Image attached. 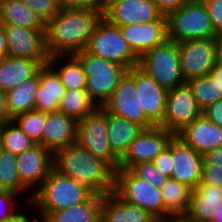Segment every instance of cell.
I'll return each instance as SVG.
<instances>
[{
	"label": "cell",
	"instance_id": "d6a6232c",
	"mask_svg": "<svg viewBox=\"0 0 222 222\" xmlns=\"http://www.w3.org/2000/svg\"><path fill=\"white\" fill-rule=\"evenodd\" d=\"M97 108L86 89H71L66 90L58 111L79 121Z\"/></svg>",
	"mask_w": 222,
	"mask_h": 222
},
{
	"label": "cell",
	"instance_id": "4dcf8cb0",
	"mask_svg": "<svg viewBox=\"0 0 222 222\" xmlns=\"http://www.w3.org/2000/svg\"><path fill=\"white\" fill-rule=\"evenodd\" d=\"M48 64L57 72L66 90L86 89L87 75L74 55L51 56Z\"/></svg>",
	"mask_w": 222,
	"mask_h": 222
},
{
	"label": "cell",
	"instance_id": "b9f144b4",
	"mask_svg": "<svg viewBox=\"0 0 222 222\" xmlns=\"http://www.w3.org/2000/svg\"><path fill=\"white\" fill-rule=\"evenodd\" d=\"M69 8L92 9L102 16L107 7V0H63Z\"/></svg>",
	"mask_w": 222,
	"mask_h": 222
},
{
	"label": "cell",
	"instance_id": "f907efd6",
	"mask_svg": "<svg viewBox=\"0 0 222 222\" xmlns=\"http://www.w3.org/2000/svg\"><path fill=\"white\" fill-rule=\"evenodd\" d=\"M215 59L222 66V33L215 37Z\"/></svg>",
	"mask_w": 222,
	"mask_h": 222
},
{
	"label": "cell",
	"instance_id": "ac0fdd59",
	"mask_svg": "<svg viewBox=\"0 0 222 222\" xmlns=\"http://www.w3.org/2000/svg\"><path fill=\"white\" fill-rule=\"evenodd\" d=\"M161 16L162 14L152 0H126L107 2L102 17L113 26L123 27L157 20Z\"/></svg>",
	"mask_w": 222,
	"mask_h": 222
},
{
	"label": "cell",
	"instance_id": "484cf974",
	"mask_svg": "<svg viewBox=\"0 0 222 222\" xmlns=\"http://www.w3.org/2000/svg\"><path fill=\"white\" fill-rule=\"evenodd\" d=\"M42 65L35 60L6 56L0 62V90L7 92L34 77Z\"/></svg>",
	"mask_w": 222,
	"mask_h": 222
},
{
	"label": "cell",
	"instance_id": "2e32d148",
	"mask_svg": "<svg viewBox=\"0 0 222 222\" xmlns=\"http://www.w3.org/2000/svg\"><path fill=\"white\" fill-rule=\"evenodd\" d=\"M135 83L140 108L154 125L161 126L165 117L168 90L158 84L148 73L135 66Z\"/></svg>",
	"mask_w": 222,
	"mask_h": 222
},
{
	"label": "cell",
	"instance_id": "d6986e66",
	"mask_svg": "<svg viewBox=\"0 0 222 222\" xmlns=\"http://www.w3.org/2000/svg\"><path fill=\"white\" fill-rule=\"evenodd\" d=\"M131 49L140 57L168 40L167 17L157 20L119 27Z\"/></svg>",
	"mask_w": 222,
	"mask_h": 222
},
{
	"label": "cell",
	"instance_id": "f35d334b",
	"mask_svg": "<svg viewBox=\"0 0 222 222\" xmlns=\"http://www.w3.org/2000/svg\"><path fill=\"white\" fill-rule=\"evenodd\" d=\"M130 170L139 178L150 182L156 188H161L168 180L158 171L152 162H140L133 165Z\"/></svg>",
	"mask_w": 222,
	"mask_h": 222
},
{
	"label": "cell",
	"instance_id": "f6af8a7d",
	"mask_svg": "<svg viewBox=\"0 0 222 222\" xmlns=\"http://www.w3.org/2000/svg\"><path fill=\"white\" fill-rule=\"evenodd\" d=\"M203 115L211 122L222 127V99L217 100L209 105L204 111Z\"/></svg>",
	"mask_w": 222,
	"mask_h": 222
},
{
	"label": "cell",
	"instance_id": "9c48e42d",
	"mask_svg": "<svg viewBox=\"0 0 222 222\" xmlns=\"http://www.w3.org/2000/svg\"><path fill=\"white\" fill-rule=\"evenodd\" d=\"M76 143L107 161L115 170L119 169L120 158L109 143L108 113L102 107L77 121Z\"/></svg>",
	"mask_w": 222,
	"mask_h": 222
},
{
	"label": "cell",
	"instance_id": "5b68a950",
	"mask_svg": "<svg viewBox=\"0 0 222 222\" xmlns=\"http://www.w3.org/2000/svg\"><path fill=\"white\" fill-rule=\"evenodd\" d=\"M74 56L80 61L87 75L88 94L98 107H102L128 70L114 61L89 54L85 50Z\"/></svg>",
	"mask_w": 222,
	"mask_h": 222
},
{
	"label": "cell",
	"instance_id": "bcb514c9",
	"mask_svg": "<svg viewBox=\"0 0 222 222\" xmlns=\"http://www.w3.org/2000/svg\"><path fill=\"white\" fill-rule=\"evenodd\" d=\"M13 118L10 116L7 107L6 92L0 90V127L6 123L12 122Z\"/></svg>",
	"mask_w": 222,
	"mask_h": 222
},
{
	"label": "cell",
	"instance_id": "9f6ffc18",
	"mask_svg": "<svg viewBox=\"0 0 222 222\" xmlns=\"http://www.w3.org/2000/svg\"><path fill=\"white\" fill-rule=\"evenodd\" d=\"M156 222H172V217H170L168 220H157Z\"/></svg>",
	"mask_w": 222,
	"mask_h": 222
},
{
	"label": "cell",
	"instance_id": "83f0119b",
	"mask_svg": "<svg viewBox=\"0 0 222 222\" xmlns=\"http://www.w3.org/2000/svg\"><path fill=\"white\" fill-rule=\"evenodd\" d=\"M143 130L141 126L125 118L108 113L109 143L113 152L120 159Z\"/></svg>",
	"mask_w": 222,
	"mask_h": 222
},
{
	"label": "cell",
	"instance_id": "30bf717a",
	"mask_svg": "<svg viewBox=\"0 0 222 222\" xmlns=\"http://www.w3.org/2000/svg\"><path fill=\"white\" fill-rule=\"evenodd\" d=\"M136 90L134 66L120 79L117 88L102 108L107 113L125 118L143 129L152 128L154 125L146 118L143 109L140 108Z\"/></svg>",
	"mask_w": 222,
	"mask_h": 222
},
{
	"label": "cell",
	"instance_id": "ee69618b",
	"mask_svg": "<svg viewBox=\"0 0 222 222\" xmlns=\"http://www.w3.org/2000/svg\"><path fill=\"white\" fill-rule=\"evenodd\" d=\"M163 16H168L180 7L186 4L189 0H152Z\"/></svg>",
	"mask_w": 222,
	"mask_h": 222
},
{
	"label": "cell",
	"instance_id": "74e56055",
	"mask_svg": "<svg viewBox=\"0 0 222 222\" xmlns=\"http://www.w3.org/2000/svg\"><path fill=\"white\" fill-rule=\"evenodd\" d=\"M19 199L23 200L13 192L0 190V222L13 220L24 210V206L28 204L19 205Z\"/></svg>",
	"mask_w": 222,
	"mask_h": 222
},
{
	"label": "cell",
	"instance_id": "f546056e",
	"mask_svg": "<svg viewBox=\"0 0 222 222\" xmlns=\"http://www.w3.org/2000/svg\"><path fill=\"white\" fill-rule=\"evenodd\" d=\"M39 84L38 71L34 77L6 92L7 107L12 118L35 109Z\"/></svg>",
	"mask_w": 222,
	"mask_h": 222
},
{
	"label": "cell",
	"instance_id": "ffe728a7",
	"mask_svg": "<svg viewBox=\"0 0 222 222\" xmlns=\"http://www.w3.org/2000/svg\"><path fill=\"white\" fill-rule=\"evenodd\" d=\"M176 136L203 156L222 146V127L211 122L203 114Z\"/></svg>",
	"mask_w": 222,
	"mask_h": 222
},
{
	"label": "cell",
	"instance_id": "11a10c76",
	"mask_svg": "<svg viewBox=\"0 0 222 222\" xmlns=\"http://www.w3.org/2000/svg\"><path fill=\"white\" fill-rule=\"evenodd\" d=\"M8 48H0V62L7 56Z\"/></svg>",
	"mask_w": 222,
	"mask_h": 222
},
{
	"label": "cell",
	"instance_id": "1f68e13d",
	"mask_svg": "<svg viewBox=\"0 0 222 222\" xmlns=\"http://www.w3.org/2000/svg\"><path fill=\"white\" fill-rule=\"evenodd\" d=\"M17 166L16 155L0 148V190L15 193L23 197V201L19 202L30 205L33 195L21 184ZM23 195H26L25 199Z\"/></svg>",
	"mask_w": 222,
	"mask_h": 222
},
{
	"label": "cell",
	"instance_id": "277c9868",
	"mask_svg": "<svg viewBox=\"0 0 222 222\" xmlns=\"http://www.w3.org/2000/svg\"><path fill=\"white\" fill-rule=\"evenodd\" d=\"M168 40L177 43L215 38L208 9L203 0H189L167 16Z\"/></svg>",
	"mask_w": 222,
	"mask_h": 222
},
{
	"label": "cell",
	"instance_id": "52a82bcc",
	"mask_svg": "<svg viewBox=\"0 0 222 222\" xmlns=\"http://www.w3.org/2000/svg\"><path fill=\"white\" fill-rule=\"evenodd\" d=\"M138 66L167 90L185 82L180 64L178 43H165L146 51L139 57Z\"/></svg>",
	"mask_w": 222,
	"mask_h": 222
},
{
	"label": "cell",
	"instance_id": "e0dca14e",
	"mask_svg": "<svg viewBox=\"0 0 222 222\" xmlns=\"http://www.w3.org/2000/svg\"><path fill=\"white\" fill-rule=\"evenodd\" d=\"M174 162L171 179L195 189L201 182L204 156L174 135L171 139Z\"/></svg>",
	"mask_w": 222,
	"mask_h": 222
},
{
	"label": "cell",
	"instance_id": "d590c367",
	"mask_svg": "<svg viewBox=\"0 0 222 222\" xmlns=\"http://www.w3.org/2000/svg\"><path fill=\"white\" fill-rule=\"evenodd\" d=\"M47 113L39 110H30L13 118V122L35 144L41 145L42 134L46 124Z\"/></svg>",
	"mask_w": 222,
	"mask_h": 222
},
{
	"label": "cell",
	"instance_id": "7a4b0ae2",
	"mask_svg": "<svg viewBox=\"0 0 222 222\" xmlns=\"http://www.w3.org/2000/svg\"><path fill=\"white\" fill-rule=\"evenodd\" d=\"M101 18L102 15L92 9L64 6L60 15L46 25L49 56H69L84 51Z\"/></svg>",
	"mask_w": 222,
	"mask_h": 222
},
{
	"label": "cell",
	"instance_id": "ba28073f",
	"mask_svg": "<svg viewBox=\"0 0 222 222\" xmlns=\"http://www.w3.org/2000/svg\"><path fill=\"white\" fill-rule=\"evenodd\" d=\"M114 193L123 201L148 211L157 220H164L161 190L137 177L130 169L115 171Z\"/></svg>",
	"mask_w": 222,
	"mask_h": 222
},
{
	"label": "cell",
	"instance_id": "4316f807",
	"mask_svg": "<svg viewBox=\"0 0 222 222\" xmlns=\"http://www.w3.org/2000/svg\"><path fill=\"white\" fill-rule=\"evenodd\" d=\"M160 190L164 202V220L187 214L190 206L192 188L177 180L168 178Z\"/></svg>",
	"mask_w": 222,
	"mask_h": 222
},
{
	"label": "cell",
	"instance_id": "8fae6325",
	"mask_svg": "<svg viewBox=\"0 0 222 222\" xmlns=\"http://www.w3.org/2000/svg\"><path fill=\"white\" fill-rule=\"evenodd\" d=\"M202 114L203 111L193 97L191 89L184 83L168 90L165 117L160 127L177 135Z\"/></svg>",
	"mask_w": 222,
	"mask_h": 222
},
{
	"label": "cell",
	"instance_id": "7c38bea8",
	"mask_svg": "<svg viewBox=\"0 0 222 222\" xmlns=\"http://www.w3.org/2000/svg\"><path fill=\"white\" fill-rule=\"evenodd\" d=\"M7 38V56L22 57L48 64L46 29H28L18 25H4Z\"/></svg>",
	"mask_w": 222,
	"mask_h": 222
},
{
	"label": "cell",
	"instance_id": "5bb4252c",
	"mask_svg": "<svg viewBox=\"0 0 222 222\" xmlns=\"http://www.w3.org/2000/svg\"><path fill=\"white\" fill-rule=\"evenodd\" d=\"M173 136L160 126L144 129L120 159L119 169H130L140 162H152L167 147Z\"/></svg>",
	"mask_w": 222,
	"mask_h": 222
},
{
	"label": "cell",
	"instance_id": "ab89813d",
	"mask_svg": "<svg viewBox=\"0 0 222 222\" xmlns=\"http://www.w3.org/2000/svg\"><path fill=\"white\" fill-rule=\"evenodd\" d=\"M155 168L164 176L171 178L174 162L171 155V140L167 147L152 161Z\"/></svg>",
	"mask_w": 222,
	"mask_h": 222
},
{
	"label": "cell",
	"instance_id": "44dd1931",
	"mask_svg": "<svg viewBox=\"0 0 222 222\" xmlns=\"http://www.w3.org/2000/svg\"><path fill=\"white\" fill-rule=\"evenodd\" d=\"M77 121L61 112L47 113L41 145L52 153L76 143Z\"/></svg>",
	"mask_w": 222,
	"mask_h": 222
},
{
	"label": "cell",
	"instance_id": "816d5d0a",
	"mask_svg": "<svg viewBox=\"0 0 222 222\" xmlns=\"http://www.w3.org/2000/svg\"><path fill=\"white\" fill-rule=\"evenodd\" d=\"M0 48H8L4 25L0 22Z\"/></svg>",
	"mask_w": 222,
	"mask_h": 222
},
{
	"label": "cell",
	"instance_id": "4fadbf2b",
	"mask_svg": "<svg viewBox=\"0 0 222 222\" xmlns=\"http://www.w3.org/2000/svg\"><path fill=\"white\" fill-rule=\"evenodd\" d=\"M178 49L185 82L208 75L216 63L215 38L186 40Z\"/></svg>",
	"mask_w": 222,
	"mask_h": 222
},
{
	"label": "cell",
	"instance_id": "9a60e30c",
	"mask_svg": "<svg viewBox=\"0 0 222 222\" xmlns=\"http://www.w3.org/2000/svg\"><path fill=\"white\" fill-rule=\"evenodd\" d=\"M16 157L21 184L33 195L53 168V153L35 144Z\"/></svg>",
	"mask_w": 222,
	"mask_h": 222
},
{
	"label": "cell",
	"instance_id": "e575fe53",
	"mask_svg": "<svg viewBox=\"0 0 222 222\" xmlns=\"http://www.w3.org/2000/svg\"><path fill=\"white\" fill-rule=\"evenodd\" d=\"M35 143L12 121L0 127V148L18 155Z\"/></svg>",
	"mask_w": 222,
	"mask_h": 222
},
{
	"label": "cell",
	"instance_id": "8d00e7d4",
	"mask_svg": "<svg viewBox=\"0 0 222 222\" xmlns=\"http://www.w3.org/2000/svg\"><path fill=\"white\" fill-rule=\"evenodd\" d=\"M47 25L56 19L64 8L63 0H22Z\"/></svg>",
	"mask_w": 222,
	"mask_h": 222
},
{
	"label": "cell",
	"instance_id": "603a6c76",
	"mask_svg": "<svg viewBox=\"0 0 222 222\" xmlns=\"http://www.w3.org/2000/svg\"><path fill=\"white\" fill-rule=\"evenodd\" d=\"M39 81L35 110L46 113L58 112L60 101L66 92L59 75L46 64L39 70Z\"/></svg>",
	"mask_w": 222,
	"mask_h": 222
},
{
	"label": "cell",
	"instance_id": "f1b7e54d",
	"mask_svg": "<svg viewBox=\"0 0 222 222\" xmlns=\"http://www.w3.org/2000/svg\"><path fill=\"white\" fill-rule=\"evenodd\" d=\"M0 22L28 29H46L41 18L22 0H0Z\"/></svg>",
	"mask_w": 222,
	"mask_h": 222
},
{
	"label": "cell",
	"instance_id": "60d3db41",
	"mask_svg": "<svg viewBox=\"0 0 222 222\" xmlns=\"http://www.w3.org/2000/svg\"><path fill=\"white\" fill-rule=\"evenodd\" d=\"M216 35L222 33V0H203Z\"/></svg>",
	"mask_w": 222,
	"mask_h": 222
},
{
	"label": "cell",
	"instance_id": "7bdbcfd3",
	"mask_svg": "<svg viewBox=\"0 0 222 222\" xmlns=\"http://www.w3.org/2000/svg\"><path fill=\"white\" fill-rule=\"evenodd\" d=\"M200 184H212L222 189V167L203 164Z\"/></svg>",
	"mask_w": 222,
	"mask_h": 222
},
{
	"label": "cell",
	"instance_id": "d4e9b609",
	"mask_svg": "<svg viewBox=\"0 0 222 222\" xmlns=\"http://www.w3.org/2000/svg\"><path fill=\"white\" fill-rule=\"evenodd\" d=\"M222 204V189L212 184H199L192 189L186 216L195 221L212 222L214 210Z\"/></svg>",
	"mask_w": 222,
	"mask_h": 222
},
{
	"label": "cell",
	"instance_id": "836d02e7",
	"mask_svg": "<svg viewBox=\"0 0 222 222\" xmlns=\"http://www.w3.org/2000/svg\"><path fill=\"white\" fill-rule=\"evenodd\" d=\"M186 83L202 111L217 100L222 99V90L209 75L188 80Z\"/></svg>",
	"mask_w": 222,
	"mask_h": 222
},
{
	"label": "cell",
	"instance_id": "6da1fadb",
	"mask_svg": "<svg viewBox=\"0 0 222 222\" xmlns=\"http://www.w3.org/2000/svg\"><path fill=\"white\" fill-rule=\"evenodd\" d=\"M53 168L85 186L94 195L114 192L116 170L77 143L53 153Z\"/></svg>",
	"mask_w": 222,
	"mask_h": 222
},
{
	"label": "cell",
	"instance_id": "3957f363",
	"mask_svg": "<svg viewBox=\"0 0 222 222\" xmlns=\"http://www.w3.org/2000/svg\"><path fill=\"white\" fill-rule=\"evenodd\" d=\"M92 195L88 188L52 168L29 206L35 213H52L81 204Z\"/></svg>",
	"mask_w": 222,
	"mask_h": 222
},
{
	"label": "cell",
	"instance_id": "7402d4cb",
	"mask_svg": "<svg viewBox=\"0 0 222 222\" xmlns=\"http://www.w3.org/2000/svg\"><path fill=\"white\" fill-rule=\"evenodd\" d=\"M148 211L123 201L114 192L103 195L100 222H156Z\"/></svg>",
	"mask_w": 222,
	"mask_h": 222
},
{
	"label": "cell",
	"instance_id": "8992f818",
	"mask_svg": "<svg viewBox=\"0 0 222 222\" xmlns=\"http://www.w3.org/2000/svg\"><path fill=\"white\" fill-rule=\"evenodd\" d=\"M85 51L114 61L127 70L139 63V56L131 49L120 28L111 25L103 17L96 24Z\"/></svg>",
	"mask_w": 222,
	"mask_h": 222
},
{
	"label": "cell",
	"instance_id": "db71d44e",
	"mask_svg": "<svg viewBox=\"0 0 222 222\" xmlns=\"http://www.w3.org/2000/svg\"><path fill=\"white\" fill-rule=\"evenodd\" d=\"M172 222H200V221L192 220L188 216L183 215L178 217H172Z\"/></svg>",
	"mask_w": 222,
	"mask_h": 222
},
{
	"label": "cell",
	"instance_id": "c3c4849f",
	"mask_svg": "<svg viewBox=\"0 0 222 222\" xmlns=\"http://www.w3.org/2000/svg\"><path fill=\"white\" fill-rule=\"evenodd\" d=\"M26 207L27 208H25L15 219L3 222H38L33 216V214H30V212L28 213V211H30V209L33 210V208H31L30 206Z\"/></svg>",
	"mask_w": 222,
	"mask_h": 222
},
{
	"label": "cell",
	"instance_id": "7dc6e473",
	"mask_svg": "<svg viewBox=\"0 0 222 222\" xmlns=\"http://www.w3.org/2000/svg\"><path fill=\"white\" fill-rule=\"evenodd\" d=\"M203 164L217 165L222 167V146L207 152L204 155Z\"/></svg>",
	"mask_w": 222,
	"mask_h": 222
},
{
	"label": "cell",
	"instance_id": "6f0895ef",
	"mask_svg": "<svg viewBox=\"0 0 222 222\" xmlns=\"http://www.w3.org/2000/svg\"><path fill=\"white\" fill-rule=\"evenodd\" d=\"M123 1H126V0H107V2H123Z\"/></svg>",
	"mask_w": 222,
	"mask_h": 222
},
{
	"label": "cell",
	"instance_id": "681fc988",
	"mask_svg": "<svg viewBox=\"0 0 222 222\" xmlns=\"http://www.w3.org/2000/svg\"><path fill=\"white\" fill-rule=\"evenodd\" d=\"M213 81H216L219 88L222 90V66L219 64L214 65L213 69L208 74Z\"/></svg>",
	"mask_w": 222,
	"mask_h": 222
},
{
	"label": "cell",
	"instance_id": "f5cc1de1",
	"mask_svg": "<svg viewBox=\"0 0 222 222\" xmlns=\"http://www.w3.org/2000/svg\"><path fill=\"white\" fill-rule=\"evenodd\" d=\"M212 222H222V204L214 210V219Z\"/></svg>",
	"mask_w": 222,
	"mask_h": 222
},
{
	"label": "cell",
	"instance_id": "cb8c5ba5",
	"mask_svg": "<svg viewBox=\"0 0 222 222\" xmlns=\"http://www.w3.org/2000/svg\"><path fill=\"white\" fill-rule=\"evenodd\" d=\"M103 195H92L87 201L52 213H34L38 222H100Z\"/></svg>",
	"mask_w": 222,
	"mask_h": 222
}]
</instances>
